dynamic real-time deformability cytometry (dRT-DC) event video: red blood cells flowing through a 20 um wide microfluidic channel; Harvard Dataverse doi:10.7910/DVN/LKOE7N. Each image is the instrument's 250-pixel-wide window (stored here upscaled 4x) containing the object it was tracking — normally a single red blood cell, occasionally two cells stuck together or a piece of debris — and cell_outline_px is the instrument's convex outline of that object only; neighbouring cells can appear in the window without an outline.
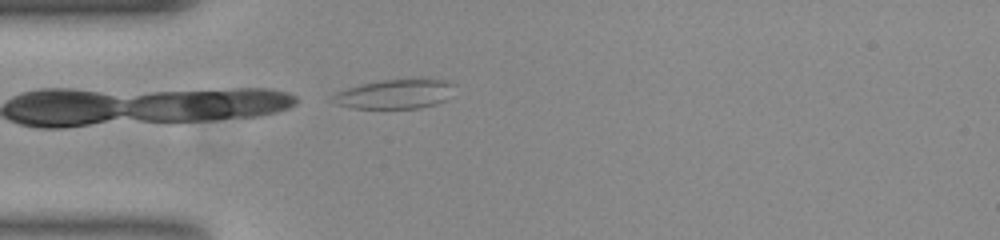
{"species": "common noctule bat (a hibernating species)", "species_latin": "Nyctalus noctula", "temperature_condition": "room temperature", "stored_images_in_passage": 2, "camera_frame_rate_fps": 3000, "um_per_image_px": 0.085, "animal": {"sex": "female", "body_mass_g": 23.0, "forearm_length_mm": 53.4}, "frame": {"image": 1, "passage_image": 2, "time_ms": 0.333, "image_size_px": [1000, 240], "cell_outline_px": [[456, 84], [444, 100], [436, 104], [420, 108], [352, 108], [336, 104], [332, 96], [336, 92], [360, 84], [380, 80], [420, 76], [424, 76], [448, 80]], "centroid_in_image_um": [33.64, 7.93], "position_along_channel_um": 51.4, "area_um2": 21.5}}